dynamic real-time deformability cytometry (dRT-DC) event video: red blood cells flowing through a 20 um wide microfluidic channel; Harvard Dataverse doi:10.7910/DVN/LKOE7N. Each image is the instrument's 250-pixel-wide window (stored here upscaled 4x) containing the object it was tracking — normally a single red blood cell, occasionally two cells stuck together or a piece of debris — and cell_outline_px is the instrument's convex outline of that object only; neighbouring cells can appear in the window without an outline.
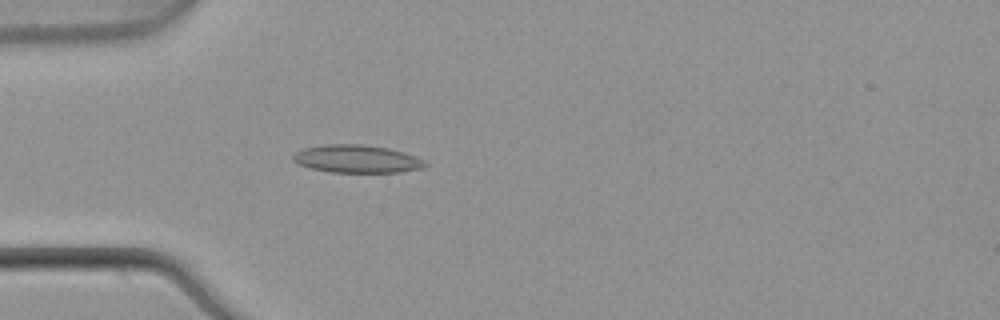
{"species": "common noctule bat (a hibernating species)", "species_latin": "Nyctalus noctula", "temperature_condition": "warm", "stored_images_in_passage": 5, "camera_frame_rate_fps": 3000, "um_per_image_px": 0.085, "animal": {"sex": "male", "body_mass_g": 21.5, "forearm_length_mm": 52.0}, "frame": {"image": 1, "passage_image": 5, "time_ms": 1.333, "image_size_px": [1000, 320], "cell_outline_px": [[428, 164], [424, 168], [400, 172], [332, 172], [312, 168], [300, 164], [292, 160], [292, 156], [296, 152], [304, 148], [324, 144], [360, 144], [388, 148], [404, 152], [424, 160]], "centroid_in_image_um": [30.35, 13.5], "position_along_channel_um": 54.6, "area_um2": 21.33}}